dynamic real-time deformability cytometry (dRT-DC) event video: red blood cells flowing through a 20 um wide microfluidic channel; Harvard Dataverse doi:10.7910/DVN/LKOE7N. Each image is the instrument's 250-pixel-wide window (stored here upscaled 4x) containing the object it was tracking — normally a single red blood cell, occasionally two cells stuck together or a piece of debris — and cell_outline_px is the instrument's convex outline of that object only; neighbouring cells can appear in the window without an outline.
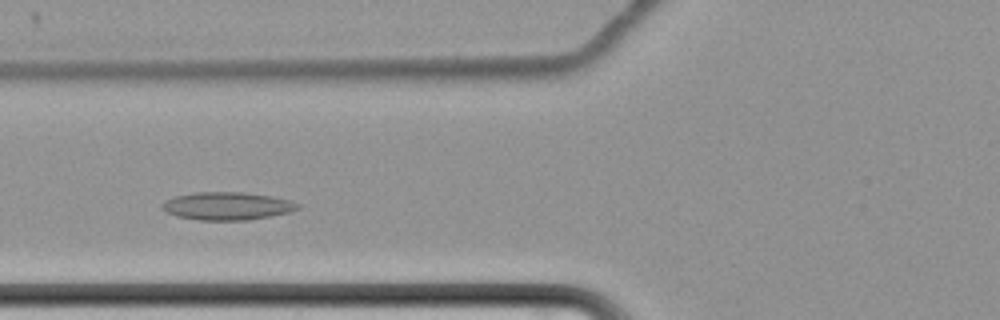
{"species": "common noctule bat (a hibernating species)", "species_latin": "Nyctalus noctula", "temperature_condition": "cold", "stored_images_in_passage": 55, "camera_frame_rate_fps": 3000, "um_per_image_px": 0.085, "animal": {"sex": "female", "body_mass_g": 22.7, "forearm_length_mm": 54.2}, "frame": {"image": 1, "passage_image": 17, "time_ms": 5.333, "image_size_px": [1000, 320], "cell_outline_px": [[300, 208], [288, 212], [248, 220], [196, 220], [176, 216], [164, 212], [160, 208], [160, 204], [164, 200], [176, 196], [196, 192], [244, 192], [272, 196], [288, 200], [300, 204]], "centroid_in_image_um": [19.24, 17.51], "position_along_channel_um": 106.6, "area_um2": 22.14}}
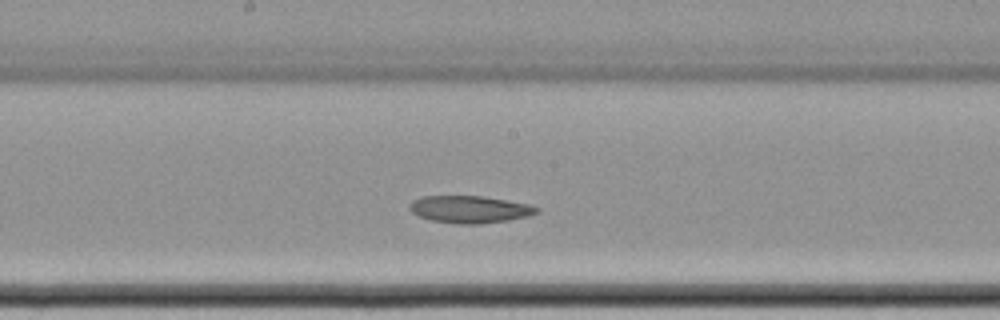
{"frame": {"image": 2, "passage_image": 26, "time_ms": 8.333, "image_size_px": [1000, 320], "cell_outline_px": [[540, 212], [528, 216], [508, 220], [480, 224], [460, 224], [432, 220], [416, 216], [408, 208], [408, 204], [412, 200], [420, 196], [484, 196], [528, 204], [540, 208]], "centroid_in_image_um": [39.9, 17.79], "position_along_channel_um": 208.3, "area_um2": 20.35}}
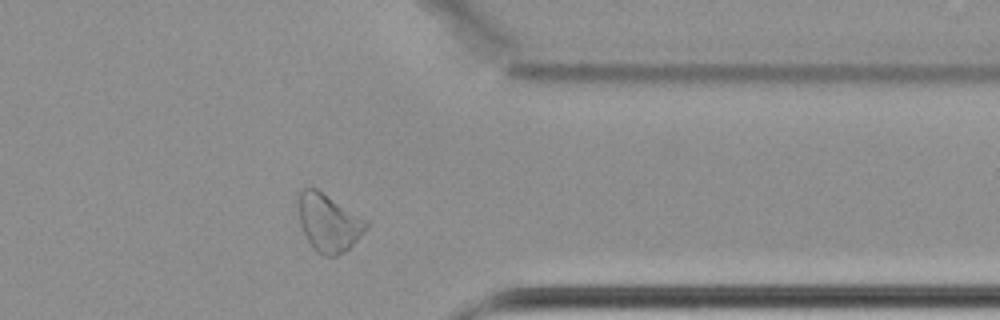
{"frame": {"image": 3, "passage_image": 42, "time_ms": 13.667, "image_size_px": [1000, 320], "cell_outline_px": [[368, 228], [344, 252], [336, 256], [324, 256], [316, 252], [312, 248], [300, 224], [300, 188], [316, 188], [368, 220]], "centroid_in_image_um": [27.96, 18.95], "position_along_channel_um": 383.4, "area_um2": 22.48}}